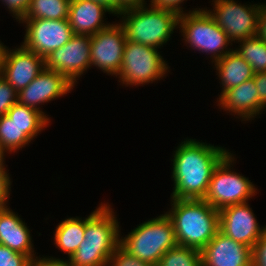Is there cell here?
<instances>
[{"label": "cell", "instance_id": "6da1fadb", "mask_svg": "<svg viewBox=\"0 0 266 266\" xmlns=\"http://www.w3.org/2000/svg\"><path fill=\"white\" fill-rule=\"evenodd\" d=\"M173 154V199H204L218 164L230 153L196 139L186 138Z\"/></svg>", "mask_w": 266, "mask_h": 266}, {"label": "cell", "instance_id": "7a4b0ae2", "mask_svg": "<svg viewBox=\"0 0 266 266\" xmlns=\"http://www.w3.org/2000/svg\"><path fill=\"white\" fill-rule=\"evenodd\" d=\"M102 203L85 218L84 240L66 260L68 266H108L110 257L119 246L118 219L109 203Z\"/></svg>", "mask_w": 266, "mask_h": 266}, {"label": "cell", "instance_id": "3957f363", "mask_svg": "<svg viewBox=\"0 0 266 266\" xmlns=\"http://www.w3.org/2000/svg\"><path fill=\"white\" fill-rule=\"evenodd\" d=\"M171 199L166 212L178 245L201 251L220 230L219 210L204 199Z\"/></svg>", "mask_w": 266, "mask_h": 266}, {"label": "cell", "instance_id": "277c9868", "mask_svg": "<svg viewBox=\"0 0 266 266\" xmlns=\"http://www.w3.org/2000/svg\"><path fill=\"white\" fill-rule=\"evenodd\" d=\"M126 40L154 48H161L178 27L179 14L170 9L151 5L124 11L119 14Z\"/></svg>", "mask_w": 266, "mask_h": 266}, {"label": "cell", "instance_id": "5b68a950", "mask_svg": "<svg viewBox=\"0 0 266 266\" xmlns=\"http://www.w3.org/2000/svg\"><path fill=\"white\" fill-rule=\"evenodd\" d=\"M119 245L139 260L158 266L161 257L178 244L172 220L164 213L137 225L120 238Z\"/></svg>", "mask_w": 266, "mask_h": 266}, {"label": "cell", "instance_id": "8992f818", "mask_svg": "<svg viewBox=\"0 0 266 266\" xmlns=\"http://www.w3.org/2000/svg\"><path fill=\"white\" fill-rule=\"evenodd\" d=\"M178 28L183 40L194 51L206 52L212 63L222 58L233 49L227 48L233 43L227 34L216 24L206 8H195L188 13L179 14ZM230 43V44H229ZM229 49V50H228Z\"/></svg>", "mask_w": 266, "mask_h": 266}, {"label": "cell", "instance_id": "52a82bcc", "mask_svg": "<svg viewBox=\"0 0 266 266\" xmlns=\"http://www.w3.org/2000/svg\"><path fill=\"white\" fill-rule=\"evenodd\" d=\"M169 68L157 48L127 40L117 76L126 87L142 86L163 79Z\"/></svg>", "mask_w": 266, "mask_h": 266}, {"label": "cell", "instance_id": "ba28073f", "mask_svg": "<svg viewBox=\"0 0 266 266\" xmlns=\"http://www.w3.org/2000/svg\"><path fill=\"white\" fill-rule=\"evenodd\" d=\"M234 161L235 157L229 153L215 168L209 182L204 200L217 210L247 203L257 194V188L251 180L231 170Z\"/></svg>", "mask_w": 266, "mask_h": 266}, {"label": "cell", "instance_id": "9c48e42d", "mask_svg": "<svg viewBox=\"0 0 266 266\" xmlns=\"http://www.w3.org/2000/svg\"><path fill=\"white\" fill-rule=\"evenodd\" d=\"M212 2L213 11L206 10L231 42L235 43L257 35L261 3L247 6L234 0Z\"/></svg>", "mask_w": 266, "mask_h": 266}, {"label": "cell", "instance_id": "30bf717a", "mask_svg": "<svg viewBox=\"0 0 266 266\" xmlns=\"http://www.w3.org/2000/svg\"><path fill=\"white\" fill-rule=\"evenodd\" d=\"M91 36L74 34L62 47L44 58L45 68L57 71L72 84L90 68Z\"/></svg>", "mask_w": 266, "mask_h": 266}, {"label": "cell", "instance_id": "8fae6325", "mask_svg": "<svg viewBox=\"0 0 266 266\" xmlns=\"http://www.w3.org/2000/svg\"><path fill=\"white\" fill-rule=\"evenodd\" d=\"M19 23L26 25L22 45L43 58L65 45L74 35L68 19H21Z\"/></svg>", "mask_w": 266, "mask_h": 266}, {"label": "cell", "instance_id": "7c38bea8", "mask_svg": "<svg viewBox=\"0 0 266 266\" xmlns=\"http://www.w3.org/2000/svg\"><path fill=\"white\" fill-rule=\"evenodd\" d=\"M126 35L121 24H111L91 36L90 68L93 66L108 75H117L122 66Z\"/></svg>", "mask_w": 266, "mask_h": 266}, {"label": "cell", "instance_id": "4fadbf2b", "mask_svg": "<svg viewBox=\"0 0 266 266\" xmlns=\"http://www.w3.org/2000/svg\"><path fill=\"white\" fill-rule=\"evenodd\" d=\"M219 224L223 234L252 249L266 230V225L260 228L248 202L219 210Z\"/></svg>", "mask_w": 266, "mask_h": 266}, {"label": "cell", "instance_id": "5bb4252c", "mask_svg": "<svg viewBox=\"0 0 266 266\" xmlns=\"http://www.w3.org/2000/svg\"><path fill=\"white\" fill-rule=\"evenodd\" d=\"M44 68V58L23 45L12 50L6 47L0 76L19 92L27 87Z\"/></svg>", "mask_w": 266, "mask_h": 266}, {"label": "cell", "instance_id": "9a60e30c", "mask_svg": "<svg viewBox=\"0 0 266 266\" xmlns=\"http://www.w3.org/2000/svg\"><path fill=\"white\" fill-rule=\"evenodd\" d=\"M74 86L62 74L44 68L27 87L18 92V102L37 109L46 116L38 105H43L70 93Z\"/></svg>", "mask_w": 266, "mask_h": 266}, {"label": "cell", "instance_id": "2e32d148", "mask_svg": "<svg viewBox=\"0 0 266 266\" xmlns=\"http://www.w3.org/2000/svg\"><path fill=\"white\" fill-rule=\"evenodd\" d=\"M202 266H252V248L236 242L220 230L201 250Z\"/></svg>", "mask_w": 266, "mask_h": 266}, {"label": "cell", "instance_id": "e0dca14e", "mask_svg": "<svg viewBox=\"0 0 266 266\" xmlns=\"http://www.w3.org/2000/svg\"><path fill=\"white\" fill-rule=\"evenodd\" d=\"M217 102L220 109L233 113L234 116L237 115V118H242V121L254 120L253 118L259 113L262 114V111H265L259 103L258 91L253 78L224 91L217 98Z\"/></svg>", "mask_w": 266, "mask_h": 266}, {"label": "cell", "instance_id": "ac0fdd59", "mask_svg": "<svg viewBox=\"0 0 266 266\" xmlns=\"http://www.w3.org/2000/svg\"><path fill=\"white\" fill-rule=\"evenodd\" d=\"M111 14L108 9L93 0H71L69 4L68 21L73 34L94 35L109 27L104 23L105 14Z\"/></svg>", "mask_w": 266, "mask_h": 266}, {"label": "cell", "instance_id": "d6986e66", "mask_svg": "<svg viewBox=\"0 0 266 266\" xmlns=\"http://www.w3.org/2000/svg\"><path fill=\"white\" fill-rule=\"evenodd\" d=\"M0 245L23 253L31 260L38 258L34 254L30 230L10 207L0 209Z\"/></svg>", "mask_w": 266, "mask_h": 266}, {"label": "cell", "instance_id": "ffe728a7", "mask_svg": "<svg viewBox=\"0 0 266 266\" xmlns=\"http://www.w3.org/2000/svg\"><path fill=\"white\" fill-rule=\"evenodd\" d=\"M214 66L222 85L220 94L254 77L252 67L234 49L214 62Z\"/></svg>", "mask_w": 266, "mask_h": 266}, {"label": "cell", "instance_id": "44dd1931", "mask_svg": "<svg viewBox=\"0 0 266 266\" xmlns=\"http://www.w3.org/2000/svg\"><path fill=\"white\" fill-rule=\"evenodd\" d=\"M54 232L56 248L68 255L69 260L84 240L85 218H66L58 224Z\"/></svg>", "mask_w": 266, "mask_h": 266}, {"label": "cell", "instance_id": "7402d4cb", "mask_svg": "<svg viewBox=\"0 0 266 266\" xmlns=\"http://www.w3.org/2000/svg\"><path fill=\"white\" fill-rule=\"evenodd\" d=\"M19 126H28V136L34 138L50 123V117L41 111L28 107L18 101L8 110L6 114Z\"/></svg>", "mask_w": 266, "mask_h": 266}, {"label": "cell", "instance_id": "603a6c76", "mask_svg": "<svg viewBox=\"0 0 266 266\" xmlns=\"http://www.w3.org/2000/svg\"><path fill=\"white\" fill-rule=\"evenodd\" d=\"M31 141L28 136V126H19L7 115L0 117V146L8 154L17 152Z\"/></svg>", "mask_w": 266, "mask_h": 266}, {"label": "cell", "instance_id": "cb8c5ba5", "mask_svg": "<svg viewBox=\"0 0 266 266\" xmlns=\"http://www.w3.org/2000/svg\"><path fill=\"white\" fill-rule=\"evenodd\" d=\"M71 0H31L22 19H68Z\"/></svg>", "mask_w": 266, "mask_h": 266}, {"label": "cell", "instance_id": "d4e9b609", "mask_svg": "<svg viewBox=\"0 0 266 266\" xmlns=\"http://www.w3.org/2000/svg\"><path fill=\"white\" fill-rule=\"evenodd\" d=\"M237 43L240 46L235 51L252 67L254 73L266 72V41L256 35Z\"/></svg>", "mask_w": 266, "mask_h": 266}, {"label": "cell", "instance_id": "484cf974", "mask_svg": "<svg viewBox=\"0 0 266 266\" xmlns=\"http://www.w3.org/2000/svg\"><path fill=\"white\" fill-rule=\"evenodd\" d=\"M158 266H202L201 251L177 245L161 257Z\"/></svg>", "mask_w": 266, "mask_h": 266}, {"label": "cell", "instance_id": "4316f807", "mask_svg": "<svg viewBox=\"0 0 266 266\" xmlns=\"http://www.w3.org/2000/svg\"><path fill=\"white\" fill-rule=\"evenodd\" d=\"M18 101V92L0 76V117Z\"/></svg>", "mask_w": 266, "mask_h": 266}, {"label": "cell", "instance_id": "83f0119b", "mask_svg": "<svg viewBox=\"0 0 266 266\" xmlns=\"http://www.w3.org/2000/svg\"><path fill=\"white\" fill-rule=\"evenodd\" d=\"M30 262L27 255L0 245V266H29Z\"/></svg>", "mask_w": 266, "mask_h": 266}, {"label": "cell", "instance_id": "f1b7e54d", "mask_svg": "<svg viewBox=\"0 0 266 266\" xmlns=\"http://www.w3.org/2000/svg\"><path fill=\"white\" fill-rule=\"evenodd\" d=\"M108 266H153L150 263L143 262L137 257L129 254L120 245L110 257Z\"/></svg>", "mask_w": 266, "mask_h": 266}, {"label": "cell", "instance_id": "f546056e", "mask_svg": "<svg viewBox=\"0 0 266 266\" xmlns=\"http://www.w3.org/2000/svg\"><path fill=\"white\" fill-rule=\"evenodd\" d=\"M9 9L16 21H20L26 14L31 0H0Z\"/></svg>", "mask_w": 266, "mask_h": 266}, {"label": "cell", "instance_id": "4dcf8cb0", "mask_svg": "<svg viewBox=\"0 0 266 266\" xmlns=\"http://www.w3.org/2000/svg\"><path fill=\"white\" fill-rule=\"evenodd\" d=\"M252 266H266V230L252 249Z\"/></svg>", "mask_w": 266, "mask_h": 266}, {"label": "cell", "instance_id": "1f68e13d", "mask_svg": "<svg viewBox=\"0 0 266 266\" xmlns=\"http://www.w3.org/2000/svg\"><path fill=\"white\" fill-rule=\"evenodd\" d=\"M11 182L8 171L0 172V209L8 207Z\"/></svg>", "mask_w": 266, "mask_h": 266}, {"label": "cell", "instance_id": "d6a6232c", "mask_svg": "<svg viewBox=\"0 0 266 266\" xmlns=\"http://www.w3.org/2000/svg\"><path fill=\"white\" fill-rule=\"evenodd\" d=\"M254 83L257 87L260 105L266 108V72L254 73Z\"/></svg>", "mask_w": 266, "mask_h": 266}, {"label": "cell", "instance_id": "836d02e7", "mask_svg": "<svg viewBox=\"0 0 266 266\" xmlns=\"http://www.w3.org/2000/svg\"><path fill=\"white\" fill-rule=\"evenodd\" d=\"M183 1L185 0H151L149 5L156 8L170 9L178 14H183L185 12L181 7V4L184 3Z\"/></svg>", "mask_w": 266, "mask_h": 266}, {"label": "cell", "instance_id": "e575fe53", "mask_svg": "<svg viewBox=\"0 0 266 266\" xmlns=\"http://www.w3.org/2000/svg\"><path fill=\"white\" fill-rule=\"evenodd\" d=\"M146 2L145 0H116V15L119 17V14L124 11L145 7Z\"/></svg>", "mask_w": 266, "mask_h": 266}, {"label": "cell", "instance_id": "d590c367", "mask_svg": "<svg viewBox=\"0 0 266 266\" xmlns=\"http://www.w3.org/2000/svg\"><path fill=\"white\" fill-rule=\"evenodd\" d=\"M29 266H68V263L64 259L43 256L31 260Z\"/></svg>", "mask_w": 266, "mask_h": 266}, {"label": "cell", "instance_id": "8d00e7d4", "mask_svg": "<svg viewBox=\"0 0 266 266\" xmlns=\"http://www.w3.org/2000/svg\"><path fill=\"white\" fill-rule=\"evenodd\" d=\"M257 36L266 41V3L260 9Z\"/></svg>", "mask_w": 266, "mask_h": 266}, {"label": "cell", "instance_id": "74e56055", "mask_svg": "<svg viewBox=\"0 0 266 266\" xmlns=\"http://www.w3.org/2000/svg\"><path fill=\"white\" fill-rule=\"evenodd\" d=\"M99 3L110 11L111 14L116 15V0H93Z\"/></svg>", "mask_w": 266, "mask_h": 266}, {"label": "cell", "instance_id": "f35d334b", "mask_svg": "<svg viewBox=\"0 0 266 266\" xmlns=\"http://www.w3.org/2000/svg\"><path fill=\"white\" fill-rule=\"evenodd\" d=\"M5 153H7L1 146H0V172H4L7 171V169L5 168Z\"/></svg>", "mask_w": 266, "mask_h": 266}, {"label": "cell", "instance_id": "ab89813d", "mask_svg": "<svg viewBox=\"0 0 266 266\" xmlns=\"http://www.w3.org/2000/svg\"><path fill=\"white\" fill-rule=\"evenodd\" d=\"M5 49H6V46H4L3 43L0 41V68L3 63Z\"/></svg>", "mask_w": 266, "mask_h": 266}]
</instances>
